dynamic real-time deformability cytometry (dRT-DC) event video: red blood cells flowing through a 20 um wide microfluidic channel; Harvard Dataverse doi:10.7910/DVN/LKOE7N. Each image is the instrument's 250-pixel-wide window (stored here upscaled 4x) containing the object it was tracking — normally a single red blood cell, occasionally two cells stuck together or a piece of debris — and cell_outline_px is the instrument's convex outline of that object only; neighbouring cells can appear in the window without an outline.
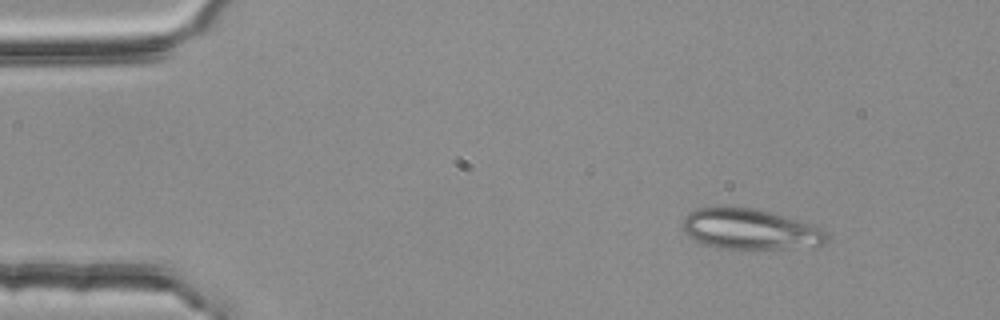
{"species": "common noctule bat (a hibernating species)", "species_latin": "Nyctalus noctula", "temperature_condition": "room temperature", "stored_images_in_passage": 3, "camera_frame_rate_fps": 3000, "um_per_image_px": 0.085, "animal": {"sex": "female", "body_mass_g": 25.1}, "frame": {"image": 1, "passage_image": 1, "time_ms": 0.0, "image_size_px": [1000, 320], "cell_outline_px": [[828, 236], [824, 244], [784, 248], [716, 248], [704, 244], [688, 236], [680, 228], [680, 224], [684, 216], [688, 212], [696, 208], [724, 204], [752, 208], [768, 212], [808, 224], [820, 228], [828, 232]], "centroid_in_image_um": [63.6, 19.44], "position_along_channel_um": 21.4, "area_um2": 34.16}}